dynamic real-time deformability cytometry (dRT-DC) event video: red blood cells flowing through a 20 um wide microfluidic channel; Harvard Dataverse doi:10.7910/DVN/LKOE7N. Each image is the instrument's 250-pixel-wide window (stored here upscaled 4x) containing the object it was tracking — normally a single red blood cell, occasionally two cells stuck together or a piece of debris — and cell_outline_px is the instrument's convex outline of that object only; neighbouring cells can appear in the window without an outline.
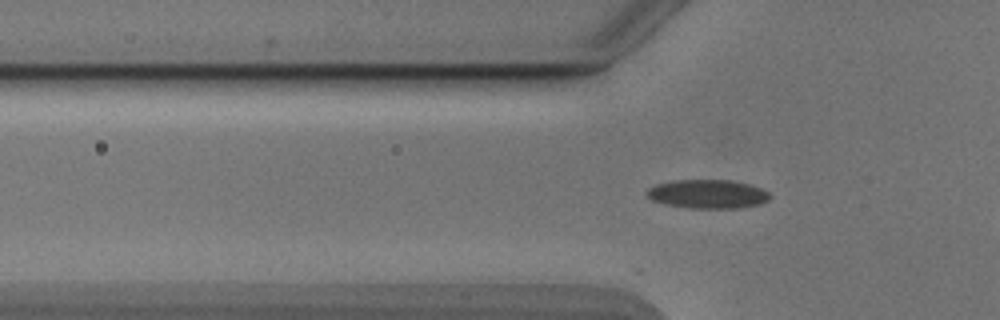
{"species": "Egyptian fruit bat (a non-hibernating species)", "species_latin": "Rousettus aegyptiacus", "temperature_condition": "cold", "stored_images_in_passage": 33, "camera_frame_rate_fps": 3000, "um_per_image_px": 0.085, "animal": {"sex": "male"}, "frame": {"image": 1, "passage_image": 3, "time_ms": 0.667, "image_size_px": [1000, 320], "cell_outline_px": [[772, 196], [768, 200], [760, 204], [740, 208], [688, 208], [664, 204], [652, 200], [644, 196], [644, 192], [648, 188], [656, 184], [672, 180], [732, 180], [752, 184], [768, 192]], "centroid_in_image_um": [60.12, 16.49], "position_along_channel_um": 65.7, "area_um2": 21.04}}
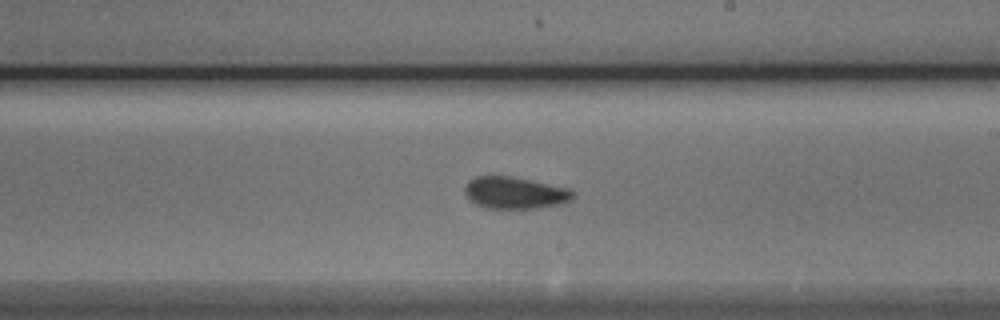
{"frame": {"image": 2, "passage_image": 17, "time_ms": 5.333, "image_size_px": [1000, 320], "cell_outline_px": [[576, 192], [572, 200], [564, 204], [536, 208], [484, 208], [476, 204], [464, 192], [464, 188], [468, 180], [476, 176], [512, 176], [572, 188]], "centroid_in_image_um": [43.84, 16.38], "position_along_channel_um": 245.2, "area_um2": 20.46}}
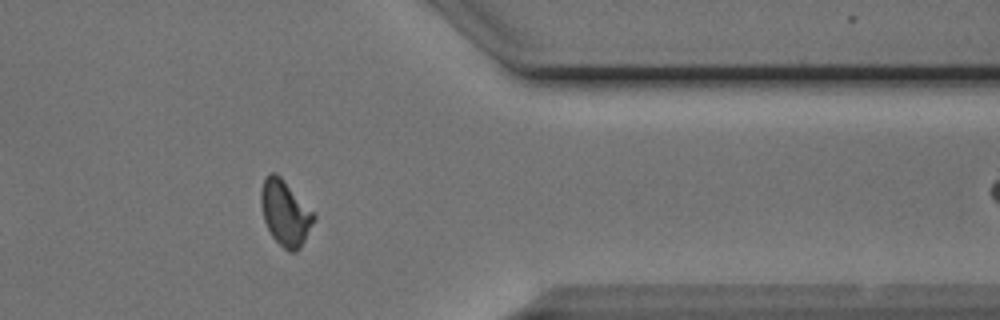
{"frame": {"image": 3, "passage_image": 29, "time_ms": 9.333, "image_size_px": [1000, 320], "cell_outline_px": [[316, 216], [300, 248], [296, 252], [288, 252], [272, 236], [264, 220], [260, 204], [260, 192], [264, 180], [272, 172], [276, 172], [280, 176]], "centroid_in_image_um": [24.22, 18.11], "position_along_channel_um": 387.2, "area_um2": 19.59}, "authors_computed_cell_mechanics": {"area_um2": 20.3456, "velocity_mm_per_s": 3.8856, "shape_relaxation_time_tau1_ms": 4.4156, "shape_relaxation_time_tau2_ms": 1.6653, "deformation_change_tau1": 0.1028, "deformation_change_tau2": 0.0705}}